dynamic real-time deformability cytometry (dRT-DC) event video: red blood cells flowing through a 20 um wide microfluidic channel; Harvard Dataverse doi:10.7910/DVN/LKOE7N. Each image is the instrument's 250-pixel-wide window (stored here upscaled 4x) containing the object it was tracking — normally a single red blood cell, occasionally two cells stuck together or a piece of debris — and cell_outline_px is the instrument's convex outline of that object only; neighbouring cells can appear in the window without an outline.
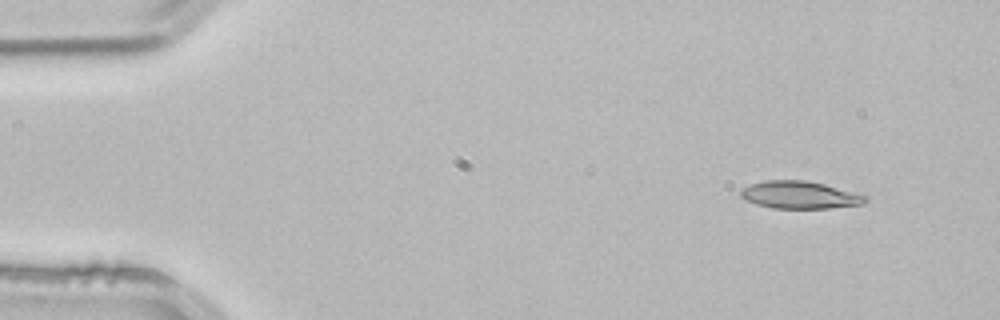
{"species": "common noctule bat (a hibernating species)", "species_latin": "Nyctalus noctula", "temperature_condition": "room temperature", "stored_images_in_passage": 3, "camera_frame_rate_fps": 3000, "um_per_image_px": 0.085, "animal": {"sex": "male", "body_mass_g": 21.5, "forearm_length_mm": 52.0}, "frame": {"image": 1, "passage_image": 1, "time_ms": 0.0, "image_size_px": [1000, 320], "cell_outline_px": [[868, 200], [864, 204], [828, 208], [772, 208], [756, 204], [744, 200], [740, 196], [740, 192], [744, 188], [752, 184], [764, 180], [808, 180], [824, 184], [868, 196]], "centroid_in_image_um": [67.98, 16.57], "position_along_channel_um": 17.0, "area_um2": 19.94}}
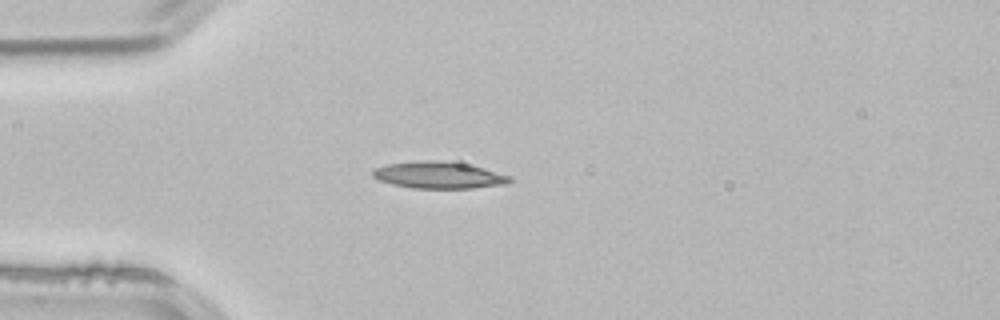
{"frame": {"image": 2, "passage_image": 3, "time_ms": 0.667, "image_size_px": [1000, 320], "cell_outline_px": [[512, 180], [508, 184], [472, 188], [412, 188], [392, 184], [380, 180], [372, 176], [372, 168], [388, 164], [420, 160], [436, 160], [468, 164], [484, 168], [512, 176]], "centroid_in_image_um": [37.31, 14.88], "position_along_channel_um": 47.7, "area_um2": 21.5}}